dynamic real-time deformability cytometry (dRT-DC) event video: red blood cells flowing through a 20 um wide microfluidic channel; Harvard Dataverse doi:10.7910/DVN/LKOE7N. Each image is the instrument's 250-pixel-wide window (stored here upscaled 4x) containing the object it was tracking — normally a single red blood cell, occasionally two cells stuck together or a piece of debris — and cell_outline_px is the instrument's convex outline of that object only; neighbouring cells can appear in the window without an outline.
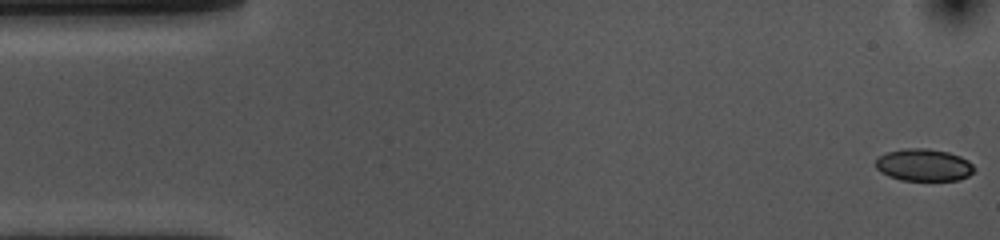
{"species": "common noctule bat (a hibernating species)", "species_latin": "Nyctalus noctula", "temperature_condition": "cold", "stored_images_in_passage": 54, "camera_frame_rate_fps": 3000, "um_per_image_px": 0.085, "animal": {"sex": "female", "body_mass_g": 10.0, "forearm_length_mm": 53.1}, "frame": {"image": 1, "passage_image": 1, "time_ms": 0.0, "image_size_px": [1000, 240], "cell_outline_px": [[976, 168], [968, 176], [960, 180], [900, 180], [888, 176], [880, 172], [876, 168], [876, 160], [880, 156], [888, 152], [904, 148], [928, 148], [948, 152], [960, 156], [968, 160]], "centroid_in_image_um": [78.53, 14.02], "position_along_channel_um": 6.5, "area_um2": 18.55}}
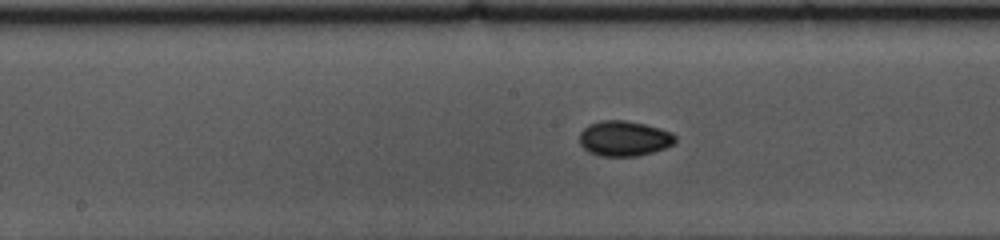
{"frame": {"image": 2, "passage_image": 26, "time_ms": 8.333, "image_size_px": [1000, 240], "cell_outline_px": [[676, 140], [672, 144], [664, 148], [652, 152], [636, 156], [600, 156], [588, 152], [580, 144], [580, 132], [588, 124], [600, 120], [624, 120], [644, 124], [660, 128], [672, 132], [676, 136]], "centroid_in_image_um": [53.03, 11.76], "position_along_channel_um": 195.2, "area_um2": 19.71}}
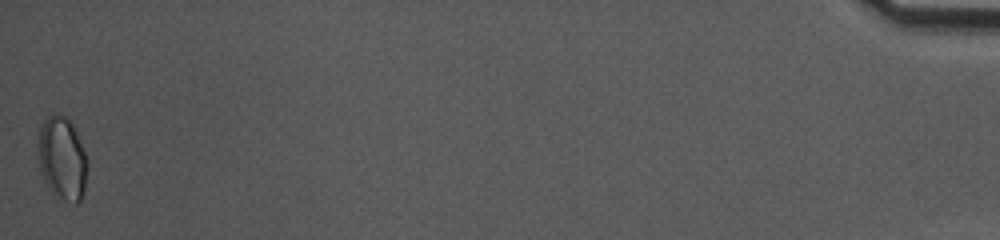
{"frame": {"image": 3, "passage_image": 54, "time_ms": 17.667, "image_size_px": [1000, 240], "cell_outline_px": [[84, 192], [80, 200], [76, 204], [64, 200], [52, 192], [48, 188], [40, 172], [36, 148], [40, 128], [44, 120], [52, 112], [60, 112], [68, 116], [72, 124], [84, 152]], "centroid_in_image_um": [5.21, 13.41], "position_along_channel_um": 430.0, "area_um2": 23.76}, "authors_computed_cell_mechanics": {"area_um2": 18.9295, "velocity_mm_per_s": 3.6254, "shape_relaxation_time_tau1_ms": 3.6287, "shape_relaxation_time_tau2_ms": 2.1256, "deformation_change_tau1": 0.0913, "deformation_change_tau2": 0.0357}}